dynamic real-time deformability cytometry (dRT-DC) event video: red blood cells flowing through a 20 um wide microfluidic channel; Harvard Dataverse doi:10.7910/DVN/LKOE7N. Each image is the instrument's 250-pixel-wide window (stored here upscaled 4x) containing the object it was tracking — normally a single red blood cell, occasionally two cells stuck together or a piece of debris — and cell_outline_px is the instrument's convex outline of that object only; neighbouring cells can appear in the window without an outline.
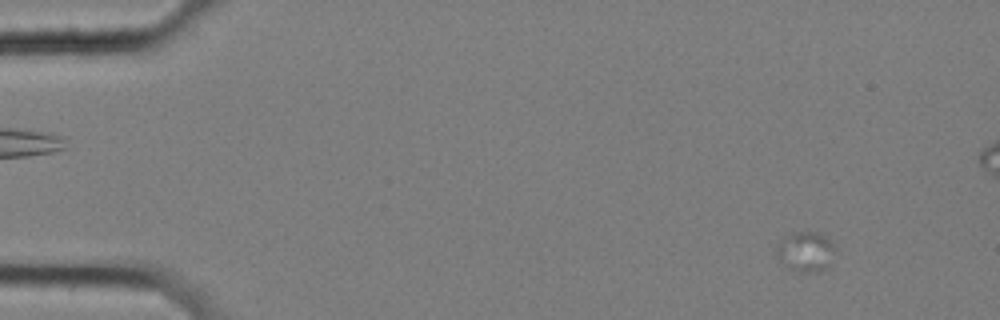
{"species": "common noctule bat (a hibernating species)", "species_latin": "Nyctalus noctula", "temperature_condition": "cold", "stored_images_in_passage": 24, "camera_frame_rate_fps": 3000, "um_per_image_px": 0.085, "animal": {"sex": "female", "body_mass_g": 25.1}, "frame": {"image": 1, "passage_image": 7, "time_ms": 2.0, "image_size_px": [1000, 320], "cell_outline_px": [[832, 248], [828, 268], [820, 272], [796, 272], [776, 256], [776, 244], [784, 236], [792, 232], [820, 232], [832, 244]], "centroid_in_image_um": [68.42, 21.38], "position_along_channel_um": 16.6, "area_um2": 13.41}}